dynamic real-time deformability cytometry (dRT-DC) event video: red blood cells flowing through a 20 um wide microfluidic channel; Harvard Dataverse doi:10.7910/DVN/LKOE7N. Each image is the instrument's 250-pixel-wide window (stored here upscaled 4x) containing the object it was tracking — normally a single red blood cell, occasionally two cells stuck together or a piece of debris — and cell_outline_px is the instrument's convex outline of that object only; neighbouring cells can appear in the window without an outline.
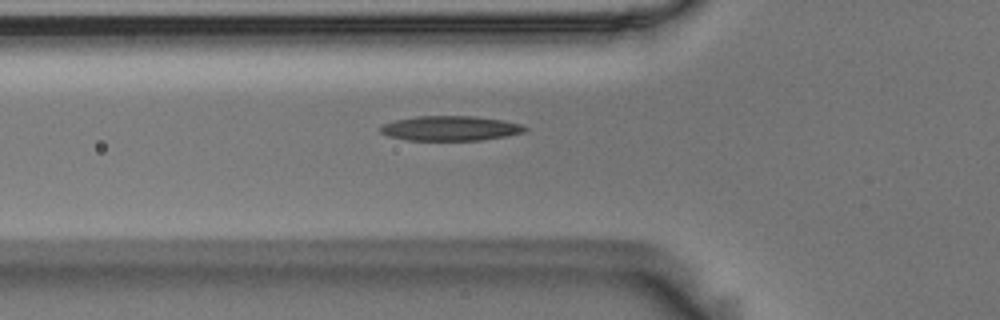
{"species": "Egyptian fruit bat (a non-hibernating species)", "species_latin": "Rousettus aegyptiacus", "temperature_condition": "room temperature", "stored_images_in_passage": 38, "camera_frame_rate_fps": 3000, "um_per_image_px": 0.085, "animal": {"sex": "male"}, "frame": {"image": 1, "passage_image": 2, "time_ms": 0.333, "image_size_px": [1000, 320], "cell_outline_px": [[528, 128], [524, 132], [504, 136], [480, 140], [408, 140], [388, 136], [380, 132], [380, 128], [384, 124], [396, 120], [416, 116], [472, 116], [504, 120], [520, 124]], "centroid_in_image_um": [38.27, 10.9], "position_along_channel_um": 87.5, "area_um2": 20.69}}
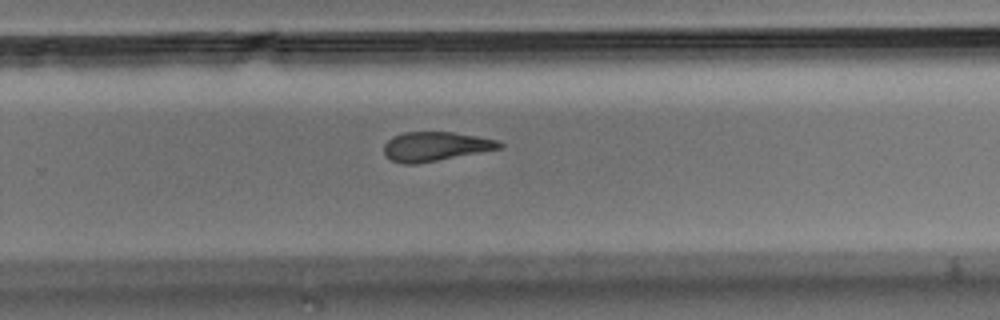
{"frame": {"image": 2, "passage_image": 19, "time_ms": 6.0, "image_size_px": [1000, 320], "cell_outline_px": [[504, 148], [416, 164], [400, 164], [392, 160], [384, 152], [384, 144], [392, 136], [404, 132], [452, 132], [476, 136], [496, 140], [504, 144]], "centroid_in_image_um": [37.01, 12.45], "position_along_channel_um": 292.8, "area_um2": 19.65}}
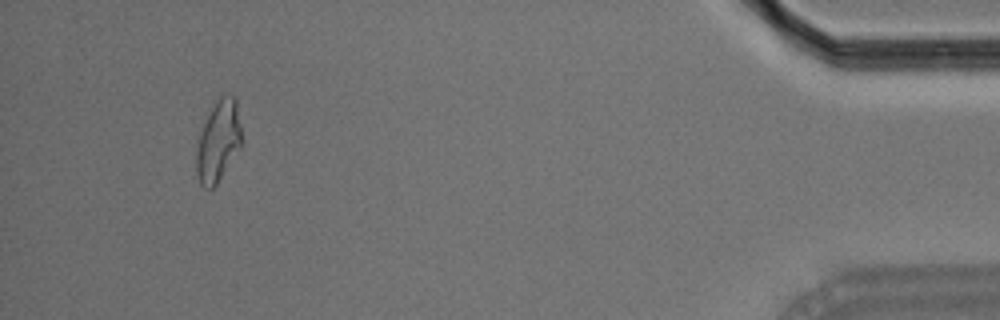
{"frame": {"image": 3, "passage_image": 35, "time_ms": 11.333, "image_size_px": [1000, 320], "cell_outline_px": [[244, 144], [216, 184], [212, 188], [204, 188], [200, 184], [196, 176], [196, 152], [200, 132], [216, 100], [220, 96], [232, 96], [236, 100], [244, 140]], "centroid_in_image_um": [18.59, 12.03], "position_along_channel_um": 416.6, "area_um2": 21.56}}